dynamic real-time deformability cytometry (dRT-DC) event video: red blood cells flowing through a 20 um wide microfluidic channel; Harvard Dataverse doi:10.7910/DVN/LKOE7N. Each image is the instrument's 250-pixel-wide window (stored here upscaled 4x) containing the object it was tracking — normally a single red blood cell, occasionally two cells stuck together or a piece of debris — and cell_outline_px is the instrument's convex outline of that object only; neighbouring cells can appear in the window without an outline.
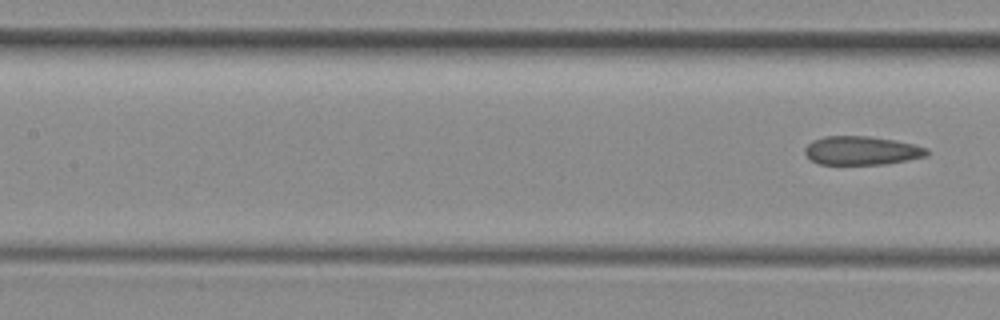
{"species": "common noctule bat (a hibernating species)", "species_latin": "Nyctalus noctula", "temperature_condition": "room temperature", "stored_images_in_passage": 4, "segment_of_instrument_passage": [2, 2], "camera_frame_rate_fps": 3000, "um_per_image_px": 0.085, "animal": {"sex": "female", "body_mass_g": 29.2, "forearm_length_mm": 56.3}, "frame": {"image": 1, "passage_image": 4, "time_ms": 1.0, "image_size_px": [1000, 320], "cell_outline_px": [[932, 152], [928, 156], [884, 164], [820, 164], [812, 160], [804, 152], [804, 148], [812, 140], [824, 136], [868, 136], [896, 140], [928, 148]], "centroid_in_image_um": [73.27, 12.79], "position_along_channel_um": 134.1, "area_um2": 20.46}}